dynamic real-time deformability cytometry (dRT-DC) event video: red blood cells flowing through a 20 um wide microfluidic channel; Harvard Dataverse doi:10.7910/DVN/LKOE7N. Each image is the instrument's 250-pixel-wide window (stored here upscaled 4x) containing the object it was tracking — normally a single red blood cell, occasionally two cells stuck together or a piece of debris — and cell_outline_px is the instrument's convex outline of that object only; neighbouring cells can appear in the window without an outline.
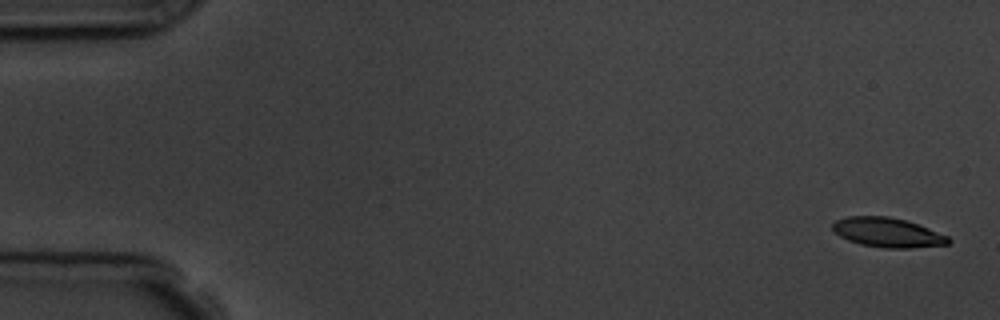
{"species": "common noctule bat (a hibernating species)", "species_latin": "Nyctalus noctula", "temperature_condition": "room temperature", "stored_images_in_passage": 5, "camera_frame_rate_fps": 3000, "um_per_image_px": 0.085, "animal": {"sex": "male", "body_mass_g": 19.5, "forearm_length_mm": 54.6}, "frame": {"image": 1, "passage_image": 1, "time_ms": 0.0, "image_size_px": [1000, 320], "cell_outline_px": [[952, 240], [948, 244], [912, 248], [884, 248], [860, 244], [848, 240], [840, 236], [832, 228], [832, 224], [836, 220], [848, 216], [888, 216], [904, 220], [928, 228], [948, 236]], "centroid_in_image_um": [75.44, 19.76], "position_along_channel_um": 9.6, "area_um2": 19.77}}
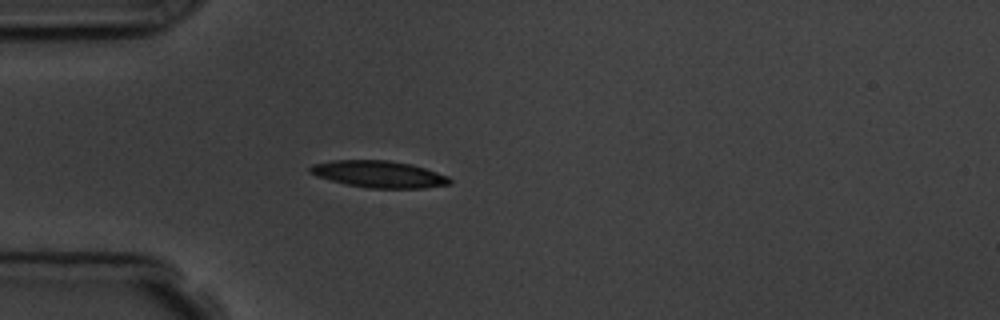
{"frame": {"image": 2, "passage_image": 5, "time_ms": 4.667, "image_size_px": [1000, 320], "cell_outline_px": [[452, 184], [424, 188], [368, 188], [348, 184], [316, 176], [308, 172], [308, 168], [312, 164], [332, 160], [388, 160], [408, 164], [424, 168], [448, 176], [452, 180]], "centroid_in_image_um": [32.2, 14.8], "position_along_channel_um": 52.8, "area_um2": 21.73}}